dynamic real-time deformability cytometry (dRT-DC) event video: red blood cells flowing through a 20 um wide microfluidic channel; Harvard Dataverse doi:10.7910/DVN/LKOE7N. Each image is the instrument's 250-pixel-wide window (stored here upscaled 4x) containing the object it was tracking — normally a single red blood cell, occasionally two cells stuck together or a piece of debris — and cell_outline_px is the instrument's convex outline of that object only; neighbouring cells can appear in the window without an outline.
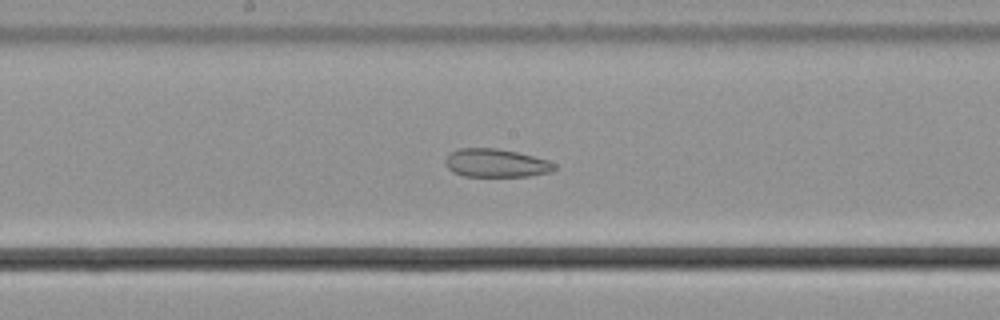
{"species": "common noctule bat (a hibernating species)", "species_latin": "Nyctalus noctula", "temperature_condition": "cold", "stored_images_in_passage": 54, "segment_of_instrument_passage": [1, 2], "camera_frame_rate_fps": 3000, "um_per_image_px": 0.085, "animal": {"sex": "male", "body_mass_g": 21.5, "forearm_length_mm": 52.0}, "frame": {"image": 1, "passage_image": 27, "time_ms": 8.667, "image_size_px": [1000, 320], "cell_outline_px": [[556, 168], [552, 172], [528, 176], [464, 176], [452, 172], [448, 168], [444, 160], [452, 152], [460, 148], [496, 148], [516, 152], [548, 160], [556, 164]], "centroid_in_image_um": [42.17, 13.87], "position_along_channel_um": 206.0, "area_um2": 17.92}}
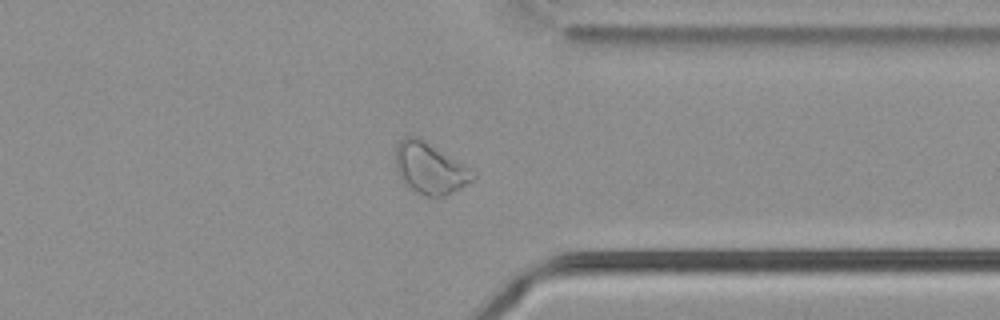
{"frame": {"image": 2, "passage_image": 41, "time_ms": 13.333, "image_size_px": [1000, 320], "cell_outline_px": [[476, 176], [472, 180], [460, 188], [444, 196], [424, 196], [416, 192], [404, 184], [396, 168], [396, 144], [400, 140], [408, 136], [416, 136], [424, 140], [472, 168], [476, 172]], "centroid_in_image_um": [36.56, 14.3], "position_along_channel_um": 374.8, "area_um2": 23.06}}
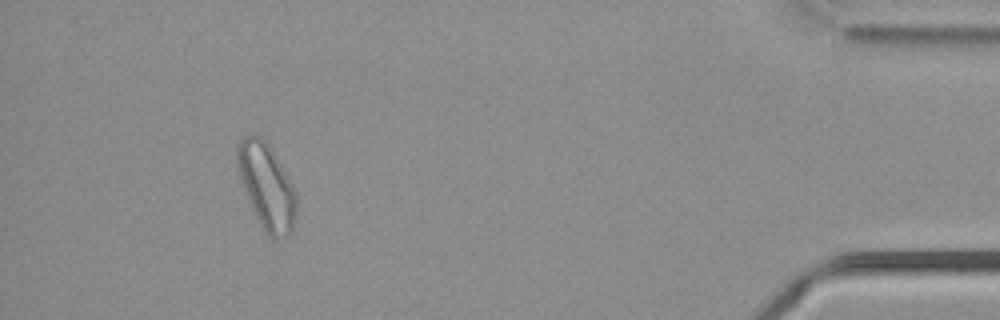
{"frame": {"image": 3, "passage_image": 49, "time_ms": 16.0, "image_size_px": [1000, 320], "cell_outline_px": [[296, 216], [292, 228], [288, 236], [276, 240], [272, 240], [260, 224], [252, 208], [240, 180], [236, 168], [236, 144], [244, 136], [260, 136], [264, 140], [296, 188]], "centroid_in_image_um": [22.65, 15.86], "position_along_channel_um": 412.5, "area_um2": 29.42}}